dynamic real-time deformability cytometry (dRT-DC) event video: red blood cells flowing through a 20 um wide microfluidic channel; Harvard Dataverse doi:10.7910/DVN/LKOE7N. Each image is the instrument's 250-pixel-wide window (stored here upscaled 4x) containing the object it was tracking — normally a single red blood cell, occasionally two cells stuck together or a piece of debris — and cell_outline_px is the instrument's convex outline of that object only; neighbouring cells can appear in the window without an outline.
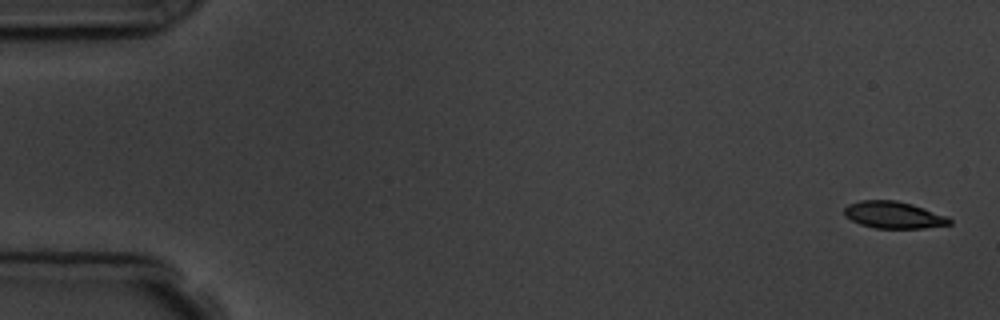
{"species": "common noctule bat (a hibernating species)", "species_latin": "Nyctalus noctula", "temperature_condition": "room temperature", "stored_images_in_passage": 5, "camera_frame_rate_fps": 3000, "um_per_image_px": 0.085, "animal": {"sex": "male", "body_mass_g": 19.5, "forearm_length_mm": 54.6}, "frame": {"image": 1, "passage_image": 1, "time_ms": 0.0, "image_size_px": [1000, 320], "cell_outline_px": [[952, 224], [924, 228], [876, 228], [860, 224], [844, 216], [844, 208], [848, 204], [860, 200], [896, 200], [912, 204], [948, 216], [952, 220]], "centroid_in_image_um": [75.96, 18.26], "position_along_channel_um": 9.0, "area_um2": 16.59}}
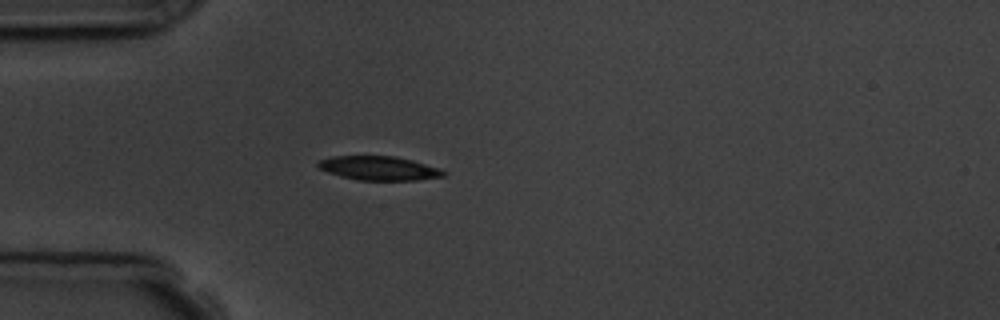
{"frame": {"image": 2, "passage_image": 5, "time_ms": 4.667, "image_size_px": [1000, 320], "cell_outline_px": [[448, 172], [444, 176], [416, 180], [356, 180], [340, 176], [328, 172], [320, 168], [316, 164], [320, 160], [332, 156], [396, 156], [412, 160], [440, 168]], "centroid_in_image_um": [32.23, 14.3], "position_along_channel_um": 52.8, "area_um2": 17.57}}